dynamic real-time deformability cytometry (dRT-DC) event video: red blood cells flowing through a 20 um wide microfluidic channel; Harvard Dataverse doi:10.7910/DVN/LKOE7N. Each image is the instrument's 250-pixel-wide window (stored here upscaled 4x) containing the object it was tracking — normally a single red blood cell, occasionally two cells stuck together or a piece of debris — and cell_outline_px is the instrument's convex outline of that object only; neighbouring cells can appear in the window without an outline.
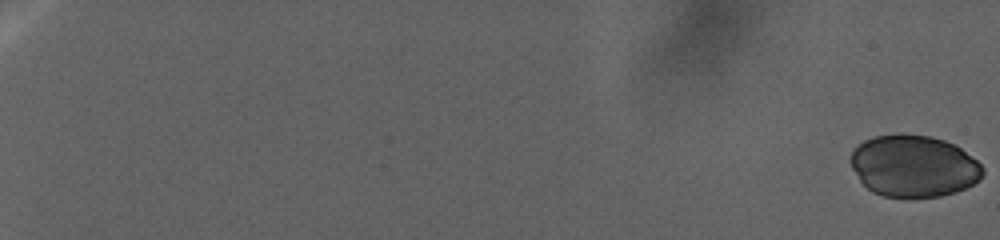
{"species": "human", "species_latin": "Homo sapiens", "temperature_condition": "warm", "stored_images_in_passage": 245, "camera_frame_rate_fps": 3000, "um_per_image_px": 0.085, "donor": {"sex": "female"}, "frame": {"image": 1, "passage_image": 1, "time_ms": 0.0, "image_size_px": [1000, 240], "cell_outline_px": [[984, 172], [980, 180], [956, 192], [940, 196], [884, 196], [872, 192], [860, 180], [852, 168], [848, 160], [852, 148], [864, 140], [876, 136], [900, 132], [904, 132], [928, 136], [944, 140], [960, 148], [976, 160], [984, 168]], "centroid_in_image_um": [77.62, 14.08], "position_along_channel_um": 7.4, "area_um2": 47.74}}
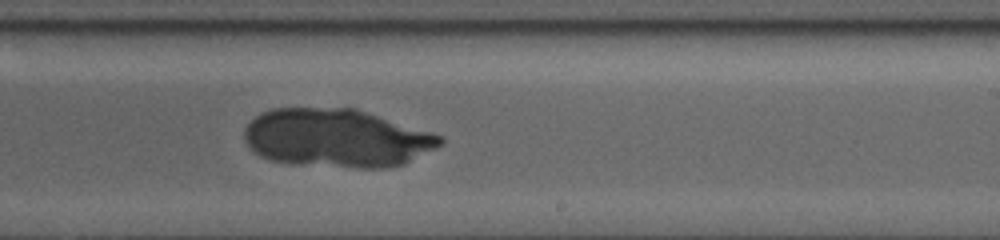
{"frame": {"image": 2, "passage_image": 177, "time_ms": 46.333, "image_size_px": [1000, 240], "cell_outline_px": [[444, 144], [404, 164], [384, 168], [356, 168], [292, 164], [268, 160], [260, 156], [244, 140], [244, 128], [260, 112], [272, 108], [356, 108], [444, 136]], "centroid_in_image_um": [28.62, 11.74], "position_along_channel_um": 260.4, "area_um2": 67.05}}
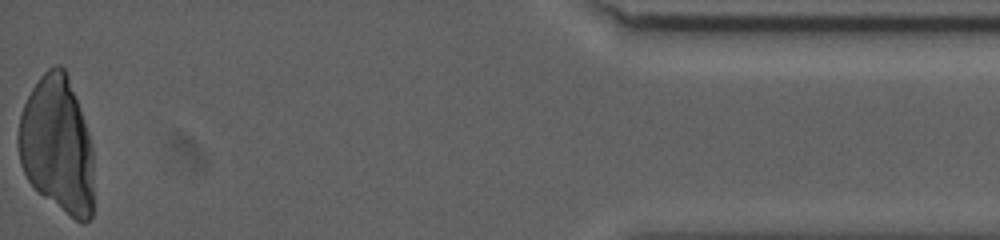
{"frame": {"image": 3, "passage_image": 244, "time_ms": 66.333, "image_size_px": [1000, 240], "cell_outline_px": [[92, 216], [84, 224], [80, 224], [44, 196], [28, 180], [20, 164], [16, 140], [16, 136], [20, 116], [24, 104], [32, 88], [40, 76], [52, 64], [60, 64], [64, 68], [68, 76], [84, 120], [88, 132], [92, 148]], "centroid_in_image_um": [4.84, 12.31], "position_along_channel_um": 430.4, "area_um2": 60.0}}